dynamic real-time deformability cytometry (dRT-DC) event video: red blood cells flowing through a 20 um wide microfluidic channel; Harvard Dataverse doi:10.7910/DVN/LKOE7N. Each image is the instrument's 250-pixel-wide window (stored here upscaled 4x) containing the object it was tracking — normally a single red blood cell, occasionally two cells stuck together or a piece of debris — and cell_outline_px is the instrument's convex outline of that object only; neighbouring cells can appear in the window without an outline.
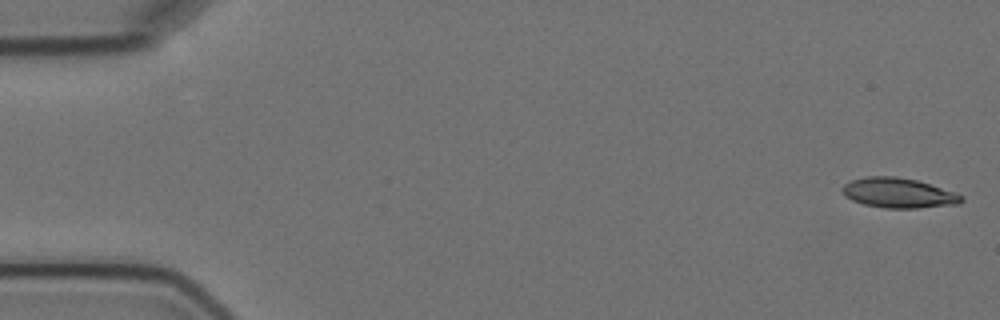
{"species": "Egyptian fruit bat (a non-hibernating species)", "species_latin": "Rousettus aegyptiacus", "temperature_condition": "cold", "stored_images_in_passage": 6, "camera_frame_rate_fps": 3000, "um_per_image_px": 0.085, "animal": {"sex": "female"}, "frame": {"image": 1, "passage_image": 1, "time_ms": 0.0, "image_size_px": [1000, 320], "cell_outline_px": [[964, 200], [960, 204], [916, 208], [884, 208], [864, 204], [852, 200], [844, 196], [840, 188], [844, 184], [852, 180], [868, 176], [896, 176], [916, 180], [964, 196]], "centroid_in_image_um": [76.33, 16.41], "position_along_channel_um": 8.7, "area_um2": 20.69}}
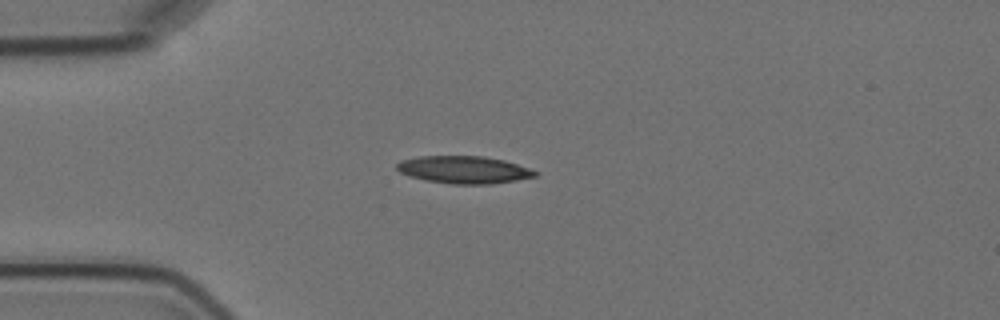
{"frame": {"image": 2, "passage_image": 4, "time_ms": 4.333, "image_size_px": [1000, 320], "cell_outline_px": [[536, 176], [516, 180], [492, 184], [452, 184], [424, 180], [408, 176], [400, 172], [396, 168], [396, 164], [400, 160], [420, 156], [484, 156], [504, 160], [528, 168], [536, 172]], "centroid_in_image_um": [39.37, 14.43], "position_along_channel_um": 45.6, "area_um2": 22.08}}
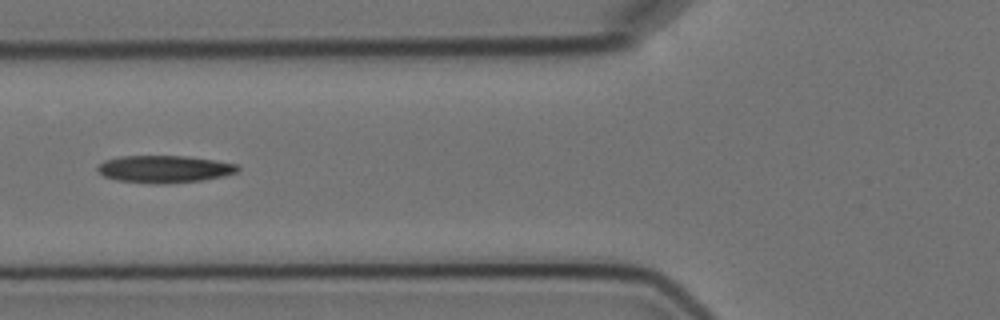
{"frame": {"image": 3, "passage_image": 6, "time_ms": 6.667, "image_size_px": [1000, 320], "cell_outline_px": [[240, 168], [236, 172], [224, 176], [200, 180], [164, 184], [156, 184], [116, 180], [104, 176], [96, 168], [104, 160], [120, 156], [184, 156], [216, 160], [240, 164]], "centroid_in_image_um": [13.99, 14.37], "position_along_channel_um": 111.8, "area_um2": 22.31}}